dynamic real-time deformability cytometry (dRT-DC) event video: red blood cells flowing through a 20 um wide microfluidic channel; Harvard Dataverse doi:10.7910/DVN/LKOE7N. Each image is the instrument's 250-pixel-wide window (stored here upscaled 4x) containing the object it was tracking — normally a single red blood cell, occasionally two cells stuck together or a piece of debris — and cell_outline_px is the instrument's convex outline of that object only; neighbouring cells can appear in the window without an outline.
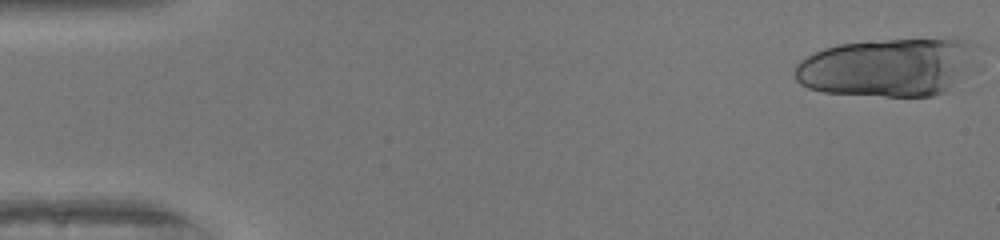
{"species": "human", "species_latin": "Homo sapiens", "temperature_condition": "warm", "stored_images_in_passage": 18, "camera_frame_rate_fps": 3000, "um_per_image_px": 0.085, "donor": {"sex": "female"}, "frame": {"image": 1, "passage_image": 1, "time_ms": 0.0, "image_size_px": [1000, 240], "cell_outline_px": [[984, 48], [968, 68], [948, 92], [932, 96], [884, 96], [824, 92], [808, 88], [800, 84], [796, 80], [792, 72], [796, 64], [800, 60], [824, 48], [840, 44], [888, 40], [956, 36], [980, 44]], "centroid_in_image_um": [75.57, 5.68], "position_along_channel_um": 9.4, "area_um2": 63.18}}